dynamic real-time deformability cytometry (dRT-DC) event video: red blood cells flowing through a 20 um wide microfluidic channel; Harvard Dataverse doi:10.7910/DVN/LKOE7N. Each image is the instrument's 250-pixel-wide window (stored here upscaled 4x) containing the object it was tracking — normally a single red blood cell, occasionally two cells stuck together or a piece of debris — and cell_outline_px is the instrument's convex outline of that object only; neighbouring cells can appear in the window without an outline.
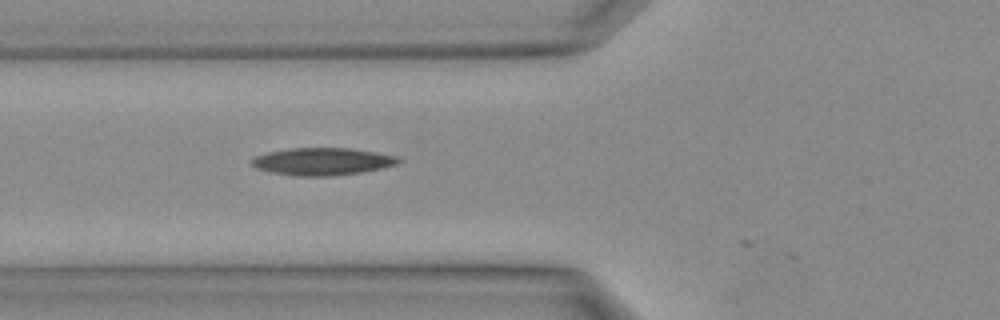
{"species": "Egyptian fruit bat (a non-hibernating species)", "species_latin": "Rousettus aegyptiacus", "temperature_condition": "warm", "stored_images_in_passage": 3, "camera_frame_rate_fps": 3000, "um_per_image_px": 0.085, "animal": {"sex": "female"}, "frame": {"image": 1, "passage_image": 3, "time_ms": 0.667, "image_size_px": [1000, 320], "cell_outline_px": [[404, 160], [400, 164], [384, 168], [360, 172], [332, 176], [296, 176], [272, 172], [256, 168], [248, 164], [248, 160], [252, 156], [264, 152], [288, 148], [352, 148], [400, 156]], "centroid_in_image_um": [27.39, 13.71], "position_along_channel_um": 98.4, "area_um2": 24.1}}